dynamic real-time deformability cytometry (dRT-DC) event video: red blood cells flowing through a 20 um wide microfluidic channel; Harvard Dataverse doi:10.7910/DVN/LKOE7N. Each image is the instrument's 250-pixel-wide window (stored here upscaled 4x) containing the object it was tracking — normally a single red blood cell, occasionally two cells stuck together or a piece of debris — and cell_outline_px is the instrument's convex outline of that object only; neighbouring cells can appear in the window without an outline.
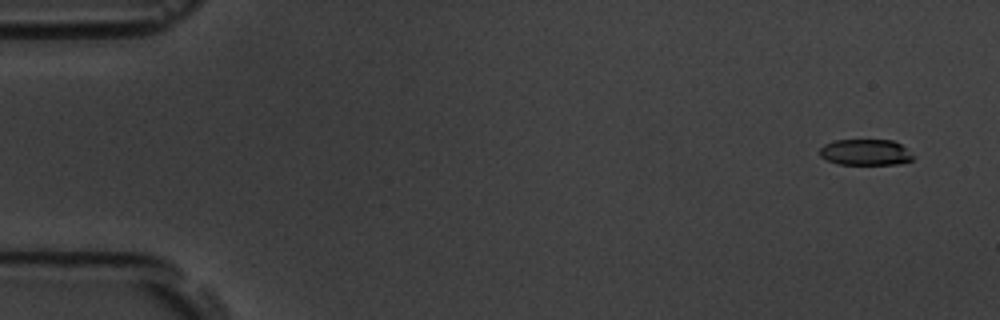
{"species": "common noctule bat (a hibernating species)", "species_latin": "Nyctalus noctula", "temperature_condition": "room temperature", "stored_images_in_passage": 7, "camera_frame_rate_fps": 3000, "um_per_image_px": 0.085, "animal": {"sex": "male", "body_mass_g": 19.5, "forearm_length_mm": 54.6}, "frame": {"image": 1, "passage_image": 2, "time_ms": 0.333, "image_size_px": [1000, 320], "cell_outline_px": [[912, 160], [896, 164], [840, 164], [828, 160], [820, 156], [820, 148], [824, 144], [836, 140], [892, 140], [900, 144], [912, 156]], "centroid_in_image_um": [73.53, 12.94], "position_along_channel_um": 11.5, "area_um2": 13.87}}
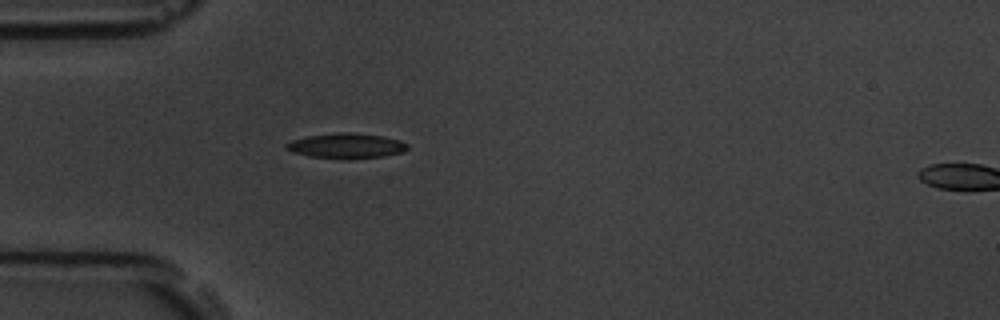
{"frame": {"image": 2, "passage_image": 6, "time_ms": 1.667, "image_size_px": [1000, 320], "cell_outline_px": [[408, 148], [404, 152], [384, 156], [348, 160], [344, 160], [308, 156], [292, 152], [284, 148], [284, 144], [292, 140], [308, 136], [336, 132], [356, 132], [384, 136], [400, 140], [408, 144]], "centroid_in_image_um": [29.44, 12.4], "position_along_channel_um": 55.6, "area_um2": 18.26}}